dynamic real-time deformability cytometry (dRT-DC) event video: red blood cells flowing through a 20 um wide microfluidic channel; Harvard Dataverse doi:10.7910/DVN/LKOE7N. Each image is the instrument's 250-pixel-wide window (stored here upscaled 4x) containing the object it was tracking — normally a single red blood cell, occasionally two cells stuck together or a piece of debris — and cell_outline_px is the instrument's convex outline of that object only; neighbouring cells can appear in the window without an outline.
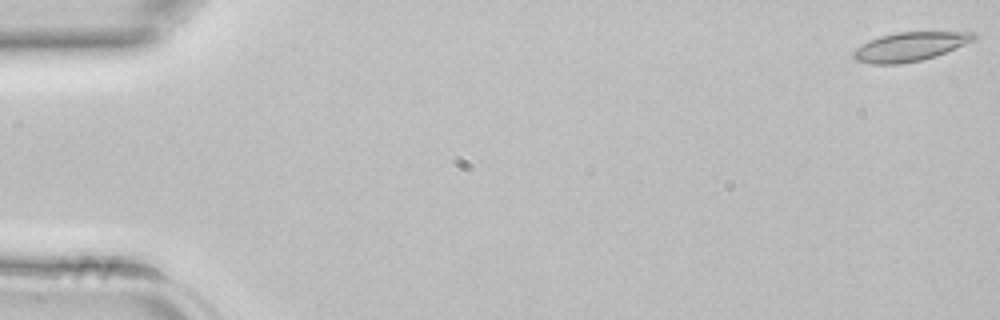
{"species": "common noctule bat (a hibernating species)", "species_latin": "Nyctalus noctula", "temperature_condition": "room temperature", "stored_images_in_passage": 43, "camera_frame_rate_fps": 3000, "um_per_image_px": 0.085, "animal": {"sex": "female", "body_mass_g": 22.7, "forearm_length_mm": 54.2}, "frame": {"image": 1, "passage_image": 1, "time_ms": 0.0, "image_size_px": [1000, 320], "cell_outline_px": [[976, 40], [936, 56], [920, 60], [900, 64], [872, 64], [856, 60], [852, 56], [852, 52], [856, 48], [880, 36], [900, 32], [976, 32]], "centroid_in_image_um": [77.38, 3.97], "position_along_channel_um": 7.6, "area_um2": 20.11}}
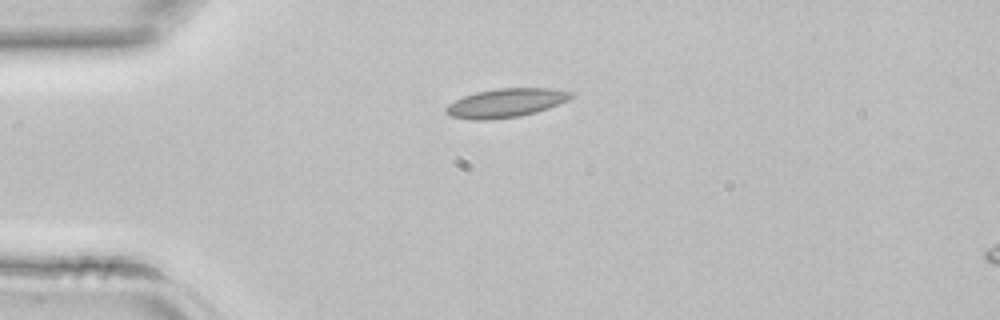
{"frame": {"image": 2, "passage_image": 11, "time_ms": 3.333, "image_size_px": [1000, 320], "cell_outline_px": [[572, 96], [568, 100], [560, 104], [536, 112], [520, 116], [488, 120], [472, 120], [452, 116], [444, 112], [444, 108], [448, 104], [464, 96], [476, 92], [496, 88], [552, 88], [572, 92]], "centroid_in_image_um": [42.99, 8.75], "position_along_channel_um": 42.0, "area_um2": 21.04}}
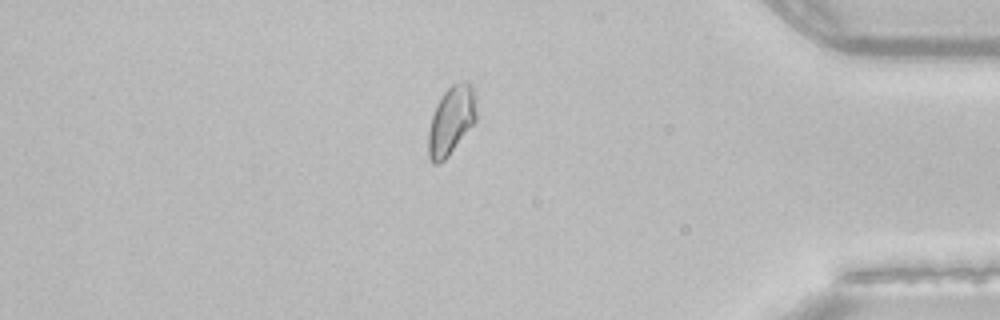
{"frame": {"image": 3, "passage_image": 37, "time_ms": 12.0, "image_size_px": [1000, 320], "cell_outline_px": [[476, 120], [448, 156], [440, 164], [432, 164], [428, 156], [428, 132], [432, 116], [436, 104], [444, 92], [452, 84], [464, 80], [468, 80], [472, 84], [476, 112]], "centroid_in_image_um": [38.33, 10.24], "position_along_channel_um": 396.9, "area_um2": 19.13}}